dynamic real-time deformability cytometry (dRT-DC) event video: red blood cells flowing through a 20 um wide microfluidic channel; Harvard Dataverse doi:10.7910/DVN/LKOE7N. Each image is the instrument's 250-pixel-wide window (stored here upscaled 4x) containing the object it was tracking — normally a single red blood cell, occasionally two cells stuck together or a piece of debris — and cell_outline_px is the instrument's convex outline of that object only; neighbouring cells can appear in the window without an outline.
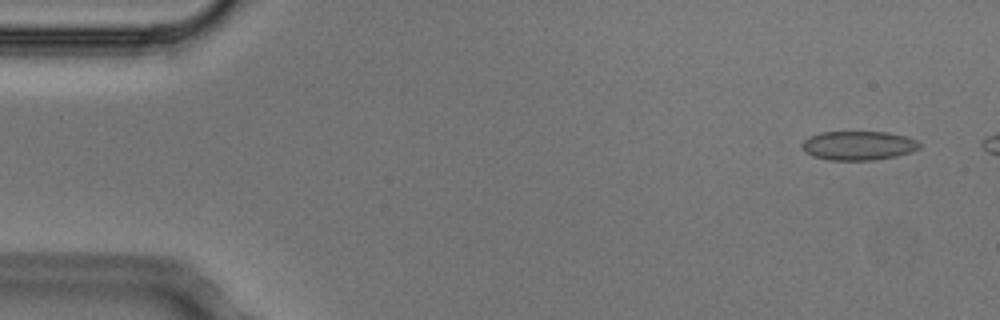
{"species": "Egyptian fruit bat (a non-hibernating species)", "species_latin": "Rousettus aegyptiacus", "temperature_condition": "cold", "stored_images_in_passage": 3, "camera_frame_rate_fps": 3000, "um_per_image_px": 0.085, "animal": {"sex": "male"}, "frame": {"image": 1, "passage_image": 1, "time_ms": 0.0, "image_size_px": [1000, 320], "cell_outline_px": [[920, 148], [912, 152], [896, 156], [872, 160], [828, 160], [812, 156], [804, 152], [804, 140], [808, 136], [820, 132], [888, 132], [904, 136], [916, 140], [920, 144]], "centroid_in_image_um": [72.96, 12.37], "position_along_channel_um": 12.0, "area_um2": 19.88}}